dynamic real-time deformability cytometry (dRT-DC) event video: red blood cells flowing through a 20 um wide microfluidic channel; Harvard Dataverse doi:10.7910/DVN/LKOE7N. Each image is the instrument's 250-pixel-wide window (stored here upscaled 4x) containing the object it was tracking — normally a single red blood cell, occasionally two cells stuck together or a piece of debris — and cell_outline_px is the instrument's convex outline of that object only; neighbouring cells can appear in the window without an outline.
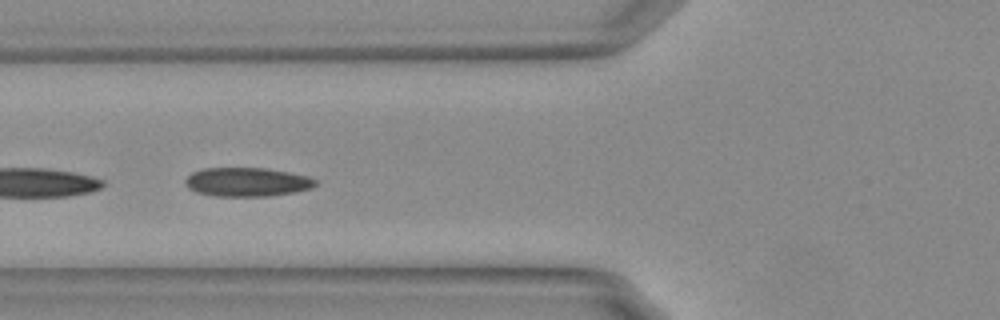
{"species": "Egyptian fruit bat (a non-hibernating species)", "species_latin": "Rousettus aegyptiacus", "temperature_condition": "warm", "stored_images_in_passage": 38, "camera_frame_rate_fps": 3000, "um_per_image_px": 0.085, "animal": {"sex": "female"}, "frame": {"image": 1, "passage_image": 21, "time_ms": 6.667, "image_size_px": [1000, 320], "cell_outline_px": [[316, 184], [312, 188], [296, 192], [272, 196], [212, 196], [196, 192], [188, 188], [184, 184], [184, 180], [192, 172], [204, 168], [264, 168], [288, 172], [308, 176], [316, 180]], "centroid_in_image_um": [20.98, 15.48], "position_along_channel_um": 104.8, "area_um2": 22.08}}
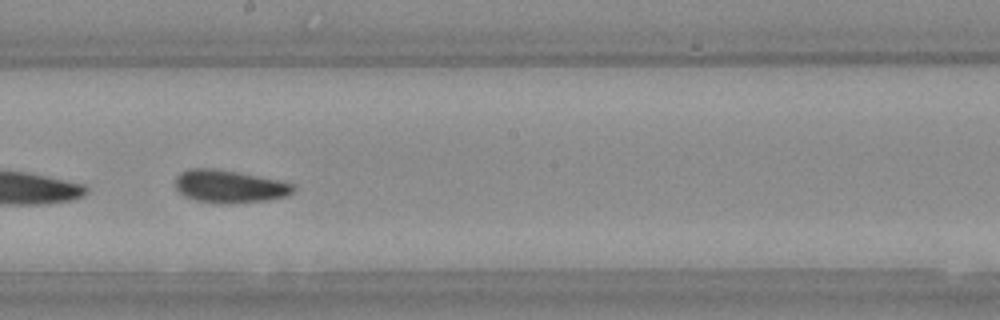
{"frame": {"image": 2, "passage_image": 31, "time_ms": 10.0, "image_size_px": [1000, 320], "cell_outline_px": [[296, 188], [288, 196], [268, 200], [220, 204], [192, 200], [184, 196], [176, 188], [176, 176], [180, 172], [192, 168], [208, 168], [236, 172], [276, 180], [292, 184]], "centroid_in_image_um": [19.46, 15.86], "position_along_channel_um": 228.7, "area_um2": 22.31}}